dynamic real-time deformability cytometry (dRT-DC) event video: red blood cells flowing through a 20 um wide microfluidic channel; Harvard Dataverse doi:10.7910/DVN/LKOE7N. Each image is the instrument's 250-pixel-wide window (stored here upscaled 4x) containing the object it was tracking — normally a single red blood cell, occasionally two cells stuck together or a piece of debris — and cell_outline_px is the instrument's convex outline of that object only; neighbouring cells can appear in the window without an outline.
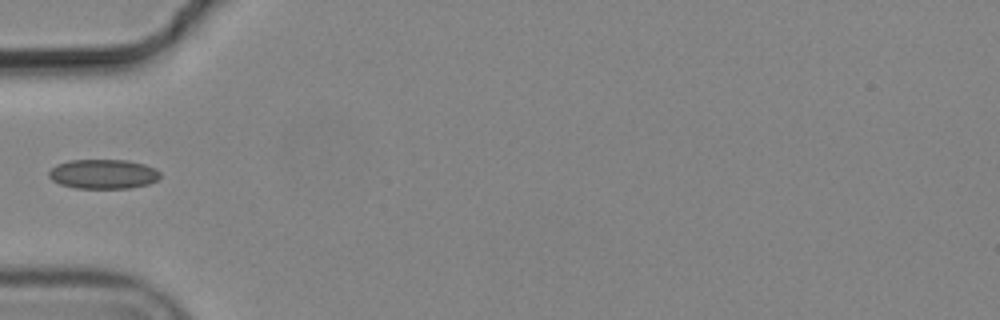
{"species": "common noctule bat (a hibernating species)", "species_latin": "Nyctalus noctula", "temperature_condition": "cold", "stored_images_in_passage": 3, "camera_frame_rate_fps": 3000, "um_per_image_px": 0.085, "animal": {"sex": "male", "body_mass_g": 19.2, "forearm_length_mm": 51.8}, "frame": {"image": 1, "passage_image": 3, "time_ms": 0.667, "image_size_px": [1000, 320], "cell_outline_px": [[160, 176], [156, 180], [148, 184], [128, 188], [76, 188], [60, 184], [52, 180], [48, 176], [48, 172], [56, 164], [68, 160], [128, 160], [144, 164], [156, 168], [160, 172]], "centroid_in_image_um": [8.76, 14.78], "position_along_channel_um": 76.2, "area_um2": 19.19}}